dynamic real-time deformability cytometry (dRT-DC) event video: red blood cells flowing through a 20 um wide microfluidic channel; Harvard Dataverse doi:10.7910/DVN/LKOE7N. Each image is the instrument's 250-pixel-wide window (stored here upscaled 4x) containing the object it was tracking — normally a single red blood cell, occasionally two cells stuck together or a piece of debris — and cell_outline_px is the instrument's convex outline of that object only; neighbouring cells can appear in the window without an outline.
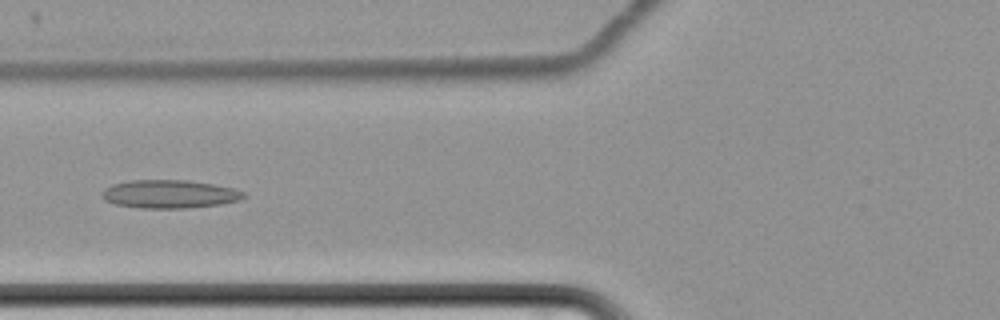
{"species": "common noctule bat (a hibernating species)", "species_latin": "Nyctalus noctula", "temperature_condition": "cold", "stored_images_in_passage": 66, "camera_frame_rate_fps": 3000, "um_per_image_px": 0.085, "animal": {"sex": "female", "body_mass_g": 22.7, "forearm_length_mm": 54.2}, "frame": {"image": 1, "passage_image": 30, "time_ms": 9.667, "image_size_px": [1000, 320], "cell_outline_px": [[248, 196], [240, 200], [220, 204], [184, 208], [140, 208], [116, 204], [104, 200], [100, 196], [104, 188], [112, 184], [128, 180], [188, 180], [212, 184], [232, 188], [244, 192]], "centroid_in_image_um": [14.38, 16.49], "position_along_channel_um": 111.4, "area_um2": 23.41}}
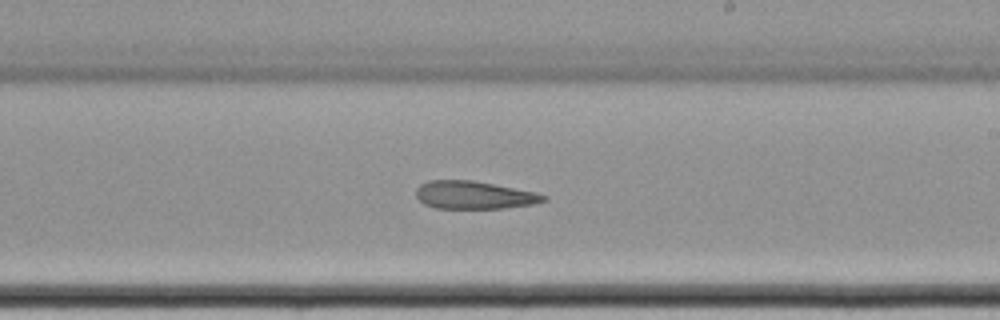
{"frame": {"image": 2, "passage_image": 42, "time_ms": 13.667, "image_size_px": [1000, 320], "cell_outline_px": [[548, 200], [532, 204], [504, 208], [436, 208], [424, 204], [416, 196], [416, 188], [420, 184], [428, 180], [472, 180], [536, 192], [548, 196]], "centroid_in_image_um": [40.29, 16.57], "position_along_channel_um": 248.7, "area_um2": 20.69}}
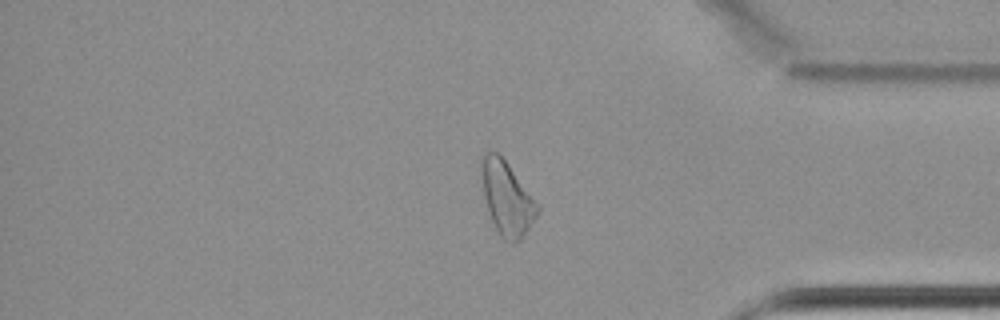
{"frame": {"image": 3, "passage_image": 56, "time_ms": 18.333, "image_size_px": [1000, 320], "cell_outline_px": [[540, 208], [536, 216], [520, 240], [512, 244], [504, 240], [500, 236], [492, 220], [484, 196], [480, 172], [480, 156], [484, 152], [496, 152], [508, 164], [540, 204]], "centroid_in_image_um": [43.08, 16.83], "position_along_channel_um": 392.1, "area_um2": 23.99}}